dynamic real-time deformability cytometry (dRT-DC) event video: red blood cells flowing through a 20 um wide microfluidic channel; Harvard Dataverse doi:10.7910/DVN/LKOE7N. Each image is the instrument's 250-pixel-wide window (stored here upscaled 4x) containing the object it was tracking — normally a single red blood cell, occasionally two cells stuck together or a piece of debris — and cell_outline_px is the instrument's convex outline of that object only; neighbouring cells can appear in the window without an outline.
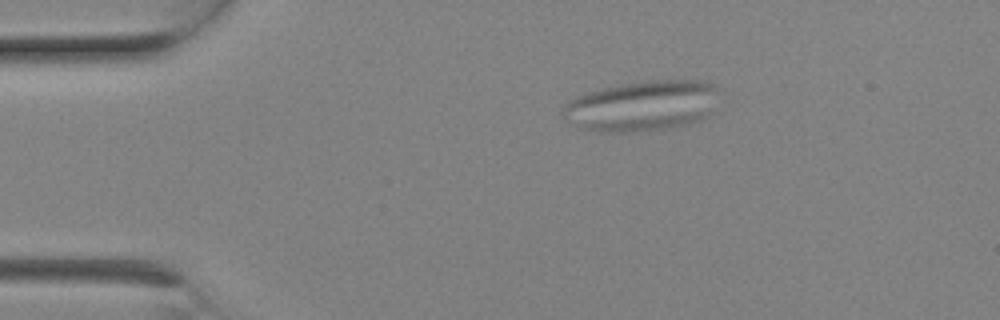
{"species": "Egyptian fruit bat (a non-hibernating species)", "species_latin": "Rousettus aegyptiacus", "temperature_condition": "room temperature", "stored_images_in_passage": 6, "camera_frame_rate_fps": 3000, "um_per_image_px": 0.085, "animal": {"sex": "female"}, "frame": {"image": 1, "passage_image": 1, "time_ms": 0.0, "image_size_px": [1000, 320], "cell_outline_px": [[716, 88], [712, 112], [704, 120], [672, 128], [628, 132], [608, 132], [580, 128], [568, 120], [560, 112], [564, 104], [576, 96], [604, 88], [620, 84], [652, 80], [704, 80], [712, 84]], "centroid_in_image_um": [54.58, 9.0], "position_along_channel_um": 30.4, "area_um2": 45.84}}
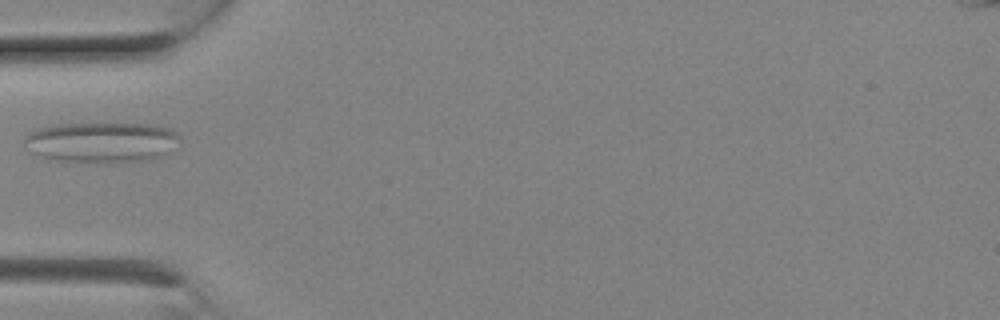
{"frame": {"image": 2, "passage_image": 4, "time_ms": 1.0, "image_size_px": [1000, 320], "cell_outline_px": [[180, 140], [164, 156], [148, 160], [104, 164], [48, 160], [32, 152], [24, 140], [24, 136], [40, 128], [56, 124], [156, 124], [172, 128], [180, 136]], "centroid_in_image_um": [8.68, 12.11], "position_along_channel_um": 76.3, "area_um2": 37.28}}